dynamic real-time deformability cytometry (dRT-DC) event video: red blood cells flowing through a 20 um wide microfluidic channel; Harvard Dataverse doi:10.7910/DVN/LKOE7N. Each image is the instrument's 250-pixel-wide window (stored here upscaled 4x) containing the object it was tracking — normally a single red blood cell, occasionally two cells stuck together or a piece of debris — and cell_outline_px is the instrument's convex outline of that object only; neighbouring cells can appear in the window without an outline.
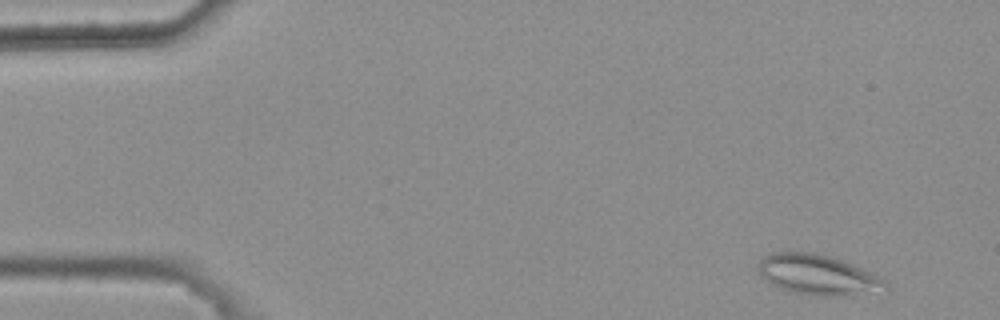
{"species": "common noctule bat (a hibernating species)", "species_latin": "Nyctalus noctula", "temperature_condition": "warm", "stored_images_in_passage": 43, "camera_frame_rate_fps": 3000, "um_per_image_px": 0.085, "animal": {"sex": "female", "body_mass_g": 25.1}, "frame": {"image": 1, "passage_image": 2, "time_ms": 0.333, "image_size_px": [1000, 320], "cell_outline_px": [[888, 288], [836, 296], [812, 296], [792, 292], [780, 288], [772, 284], [760, 272], [756, 264], [764, 256], [772, 252], [812, 252], [828, 256], [840, 260], [860, 268], [884, 280]], "centroid_in_image_um": [69.41, 23.34], "position_along_channel_um": 15.6, "area_um2": 28.9}}
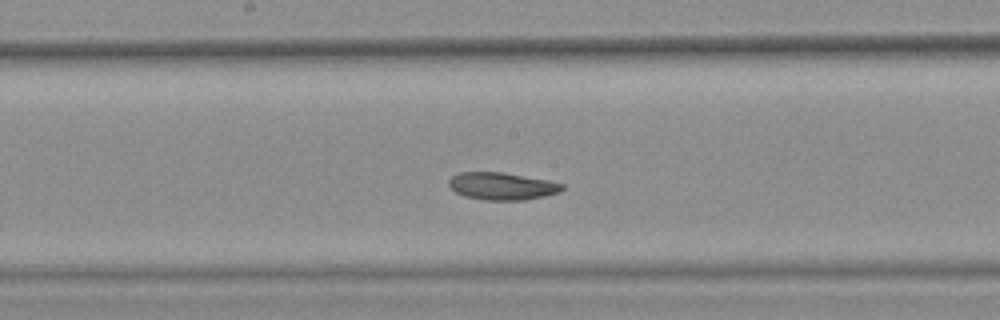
{"frame": {"image": 2, "passage_image": 26, "time_ms": 8.333, "image_size_px": [1000, 320], "cell_outline_px": [[564, 188], [560, 192], [544, 196], [524, 200], [484, 200], [464, 196], [456, 192], [448, 184], [448, 180], [452, 176], [460, 172], [500, 172], [548, 180], [564, 184]], "centroid_in_image_um": [42.67, 15.82], "position_along_channel_um": 205.5, "area_um2": 18.03}}
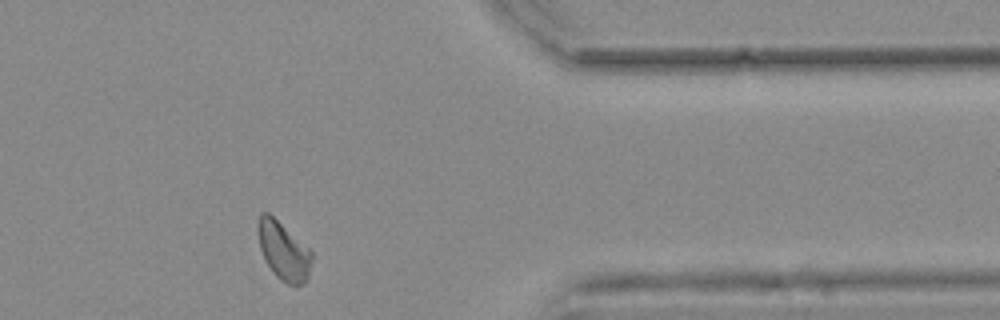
{"frame": {"image": 3, "passage_image": 42, "time_ms": 13.667, "image_size_px": [1000, 320], "cell_outline_px": [[312, 260], [308, 276], [304, 284], [288, 284], [280, 280], [272, 272], [260, 248], [260, 212], [268, 212], [308, 248], [312, 252]], "centroid_in_image_um": [24.13, 21.37], "position_along_channel_um": 387.3, "area_um2": 17.51}, "authors_computed_cell_mechanics": {"area_um2": 18.6694, "velocity_mm_per_s": 3.7325, "shape_relaxation_time_tau1_ms": 6.7532, "shape_relaxation_time_tau2_ms": 4.3079, "deformation_change_tau1": 0.1375, "deformation_change_tau2": 0.1069}}